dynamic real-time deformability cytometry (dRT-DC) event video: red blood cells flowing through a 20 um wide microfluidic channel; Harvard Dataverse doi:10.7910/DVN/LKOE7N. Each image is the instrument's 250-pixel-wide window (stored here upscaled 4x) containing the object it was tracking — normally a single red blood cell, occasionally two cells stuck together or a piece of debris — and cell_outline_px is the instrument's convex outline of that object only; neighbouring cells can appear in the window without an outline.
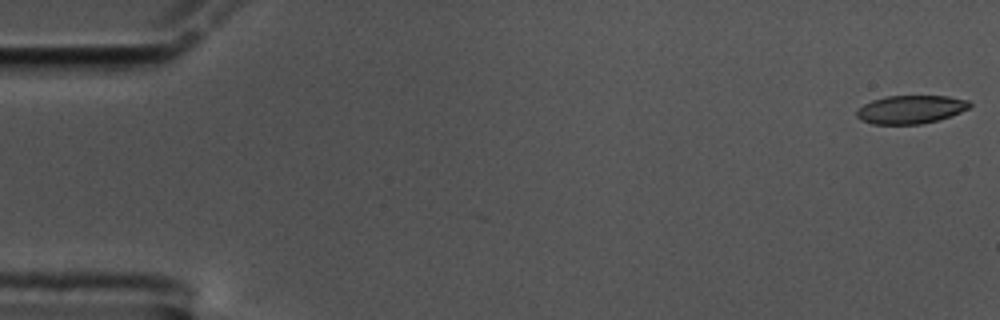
{"species": "common noctule bat (a hibernating species)", "species_latin": "Nyctalus noctula", "temperature_condition": "cold", "stored_images_in_passage": 58, "camera_frame_rate_fps": 3000, "um_per_image_px": 0.085, "animal": {"sex": "male", "body_mass_g": 17.5, "forearm_length_mm": 52.3}, "frame": {"image": 1, "passage_image": 1, "time_ms": 0.0, "image_size_px": [1000, 320], "cell_outline_px": [[972, 104], [968, 108], [960, 112], [936, 120], [920, 124], [872, 124], [860, 120], [856, 116], [856, 112], [864, 104], [872, 100], [888, 96], [948, 96], [968, 100]], "centroid_in_image_um": [77.38, 9.3], "position_along_channel_um": 7.6, "area_um2": 18.44}}
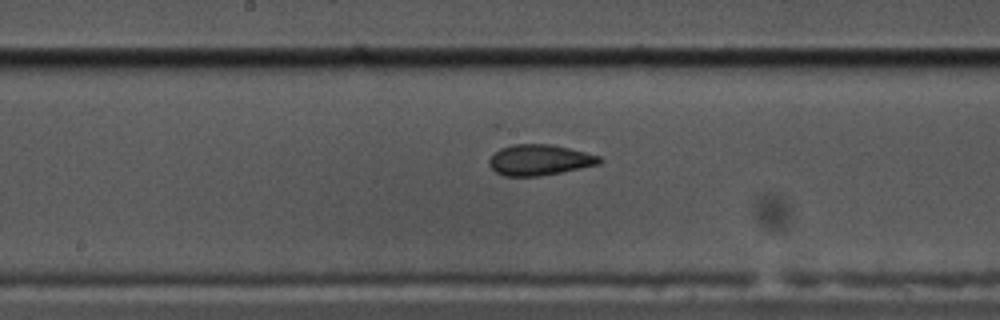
{"frame": {"image": 2, "passage_image": 30, "time_ms": 9.667, "image_size_px": [1000, 320], "cell_outline_px": [[604, 160], [600, 164], [540, 176], [504, 176], [496, 172], [488, 164], [488, 160], [500, 148], [512, 144], [552, 144], [600, 156]], "centroid_in_image_um": [45.85, 13.59], "position_along_channel_um": 202.3, "area_um2": 19.71}}
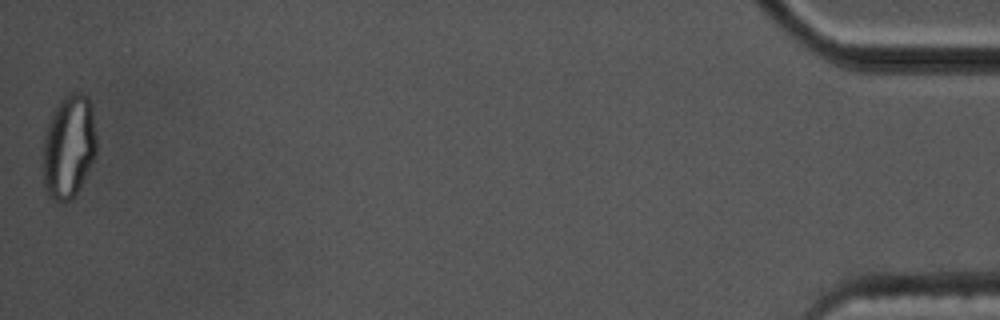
{"frame": {"image": 3, "passage_image": 58, "time_ms": 19.0, "image_size_px": [1000, 320], "cell_outline_px": [[96, 152], [80, 188], [76, 196], [72, 200], [56, 200], [48, 196], [44, 188], [40, 168], [44, 136], [52, 112], [60, 100], [68, 92], [84, 92], [88, 96], [92, 108], [96, 136]], "centroid_in_image_um": [5.81, 12.46], "position_along_channel_um": 429.4, "area_um2": 33.12}, "authors_computed_cell_mechanics": {"area_um2": 19.9699, "velocity_mm_per_s": 3.4469, "shape_relaxation_time_tau1_ms": 4.5571, "shape_relaxation_time_tau2_ms": 1.6842, "deformation_change_tau1": 0.1632, "deformation_change_tau2": 0.0878}}